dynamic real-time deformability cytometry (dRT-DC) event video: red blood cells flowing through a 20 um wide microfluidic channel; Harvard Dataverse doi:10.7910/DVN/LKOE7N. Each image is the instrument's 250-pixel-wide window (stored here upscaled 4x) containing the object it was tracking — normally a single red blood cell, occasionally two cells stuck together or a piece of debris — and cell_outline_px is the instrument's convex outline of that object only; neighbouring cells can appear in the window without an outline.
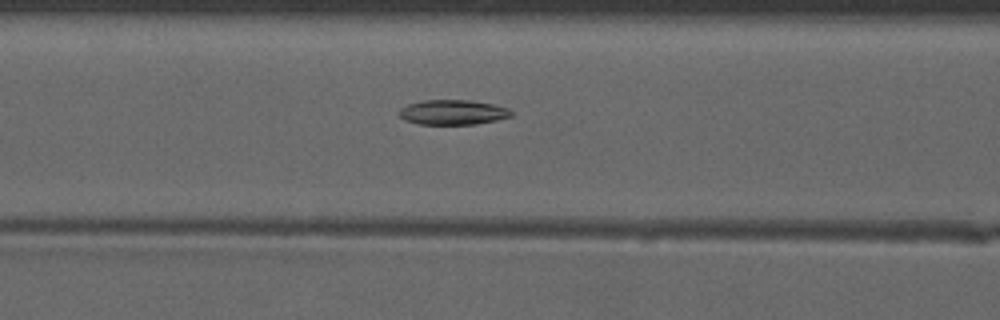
{"species": "common noctule bat (a hibernating species)", "species_latin": "Nyctalus noctula", "temperature_condition": "warm", "stored_images_in_passage": 51, "camera_frame_rate_fps": 3000, "um_per_image_px": 0.085, "animal": {"sex": "male", "forearm_length_mm": 52.5}, "frame": {"image": 1, "passage_image": 22, "time_ms": 7.0, "image_size_px": [1000, 320], "cell_outline_px": [[512, 116], [496, 120], [476, 124], [420, 124], [404, 120], [400, 116], [400, 108], [408, 104], [424, 100], [472, 100], [492, 104], [508, 108], [512, 112]], "centroid_in_image_um": [38.49, 9.54], "position_along_channel_um": 128.1, "area_um2": 16.18}}
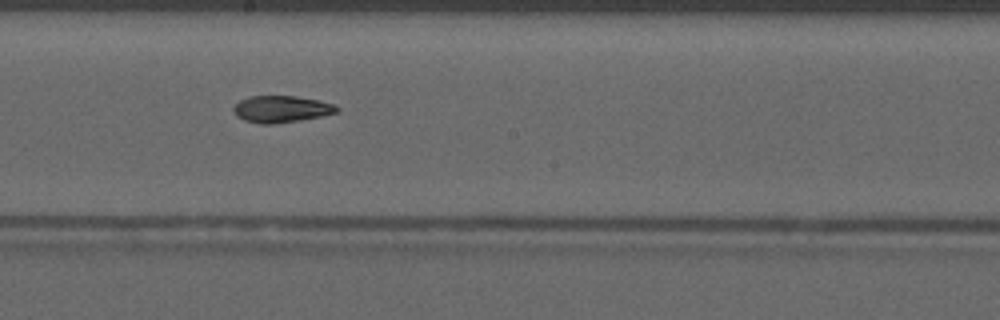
{"frame": {"image": 2, "passage_image": 29, "time_ms": 9.333, "image_size_px": [1000, 320], "cell_outline_px": [[340, 108], [336, 112], [324, 116], [276, 124], [260, 124], [244, 120], [236, 116], [232, 108], [240, 100], [248, 96], [296, 96], [320, 100], [336, 104]], "centroid_in_image_um": [23.93, 9.27], "position_along_channel_um": 224.3, "area_um2": 16.36}}
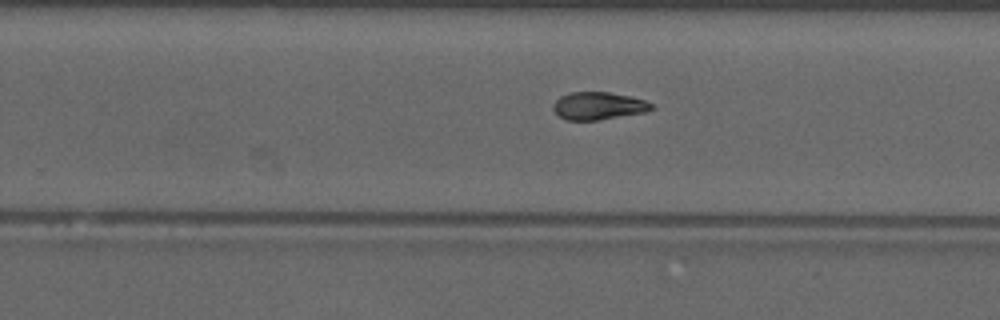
{"frame": {"image": 3, "passage_image": 33, "time_ms": 10.667, "image_size_px": [1000, 320], "cell_outline_px": [[652, 108], [644, 112], [600, 120], [564, 120], [552, 108], [552, 104], [560, 96], [572, 92], [608, 92], [628, 96], [644, 100], [652, 104]], "centroid_in_image_um": [50.81, 9.0], "position_along_channel_um": 279.0, "area_um2": 15.66}, "authors_computed_cell_mechanics": {"area_um2": 16.8198, "velocity_mm_per_s": 4.1215, "shape_relaxation_time_tau1_ms": 6.3414, "shape_relaxation_time_tau2_ms": 8.6689, "deformation_change_tau1": 0.1838, "deformation_change_tau2": 0.1343}}